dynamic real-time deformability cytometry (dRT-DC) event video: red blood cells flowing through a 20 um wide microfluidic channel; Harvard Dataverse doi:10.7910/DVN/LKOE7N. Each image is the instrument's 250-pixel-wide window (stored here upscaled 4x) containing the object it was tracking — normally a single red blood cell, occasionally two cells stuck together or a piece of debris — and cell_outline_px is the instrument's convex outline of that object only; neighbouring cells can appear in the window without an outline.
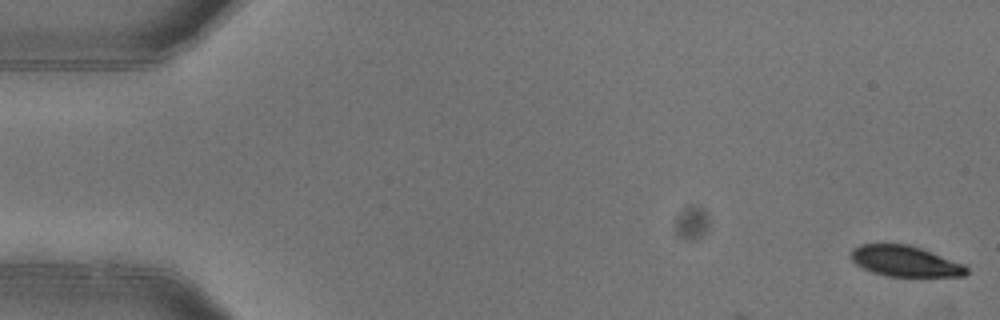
{"species": "common noctule bat (a hibernating species)", "species_latin": "Nyctalus noctula", "temperature_condition": "warm", "stored_images_in_passage": 4, "camera_frame_rate_fps": 3000, "um_per_image_px": 0.085, "animal": {"sex": "female"}, "frame": {"image": 1, "passage_image": 1, "time_ms": 0.0, "image_size_px": [1000, 320], "cell_outline_px": [[968, 272], [964, 276], [884, 276], [872, 272], [856, 264], [852, 260], [852, 248], [860, 244], [908, 244], [920, 248], [964, 264], [968, 268]], "centroid_in_image_um": [76.93, 22.2], "position_along_channel_um": 8.1, "area_um2": 20.52}}